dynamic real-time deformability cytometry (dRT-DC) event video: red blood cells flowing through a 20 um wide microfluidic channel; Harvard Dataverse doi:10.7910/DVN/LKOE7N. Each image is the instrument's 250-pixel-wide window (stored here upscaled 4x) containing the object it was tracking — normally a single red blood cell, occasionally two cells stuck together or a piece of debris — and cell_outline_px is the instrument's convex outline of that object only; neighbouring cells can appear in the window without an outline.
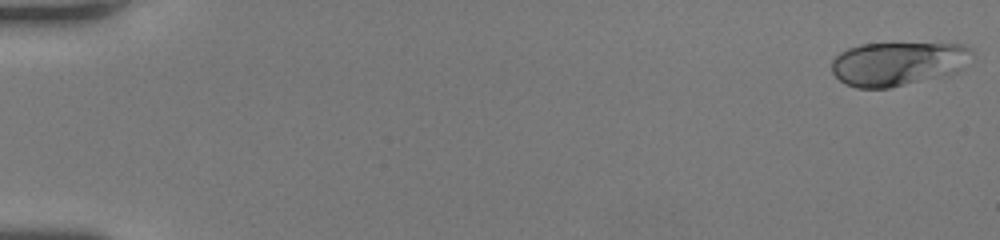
{"species": "human", "species_latin": "Homo sapiens", "temperature_condition": "room temperature", "stored_images_in_passage": 61, "camera_frame_rate_fps": 3000, "um_per_image_px": 0.085, "donor": {"sex": "female"}, "frame": {"image": 1, "passage_image": 1, "time_ms": 0.0, "image_size_px": [1000, 240], "cell_outline_px": [[972, 52], [960, 68], [956, 72], [948, 76], [892, 88], [856, 88], [844, 84], [832, 72], [832, 60], [840, 52], [848, 48], [860, 44], [964, 44], [972, 48]], "centroid_in_image_um": [76.29, 5.43], "position_along_channel_um": 8.7, "area_um2": 35.95}}
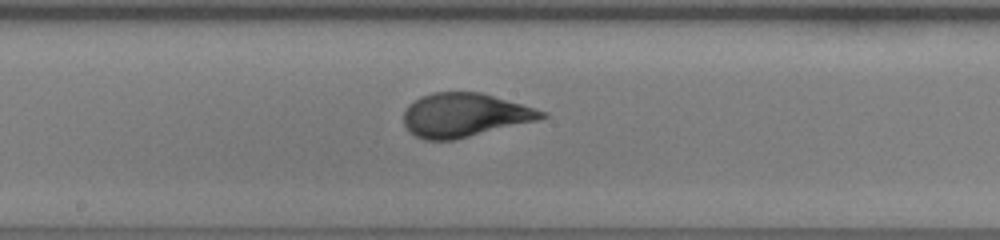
{"frame": {"image": 2, "passage_image": 34, "time_ms": 11.0, "image_size_px": [1000, 240], "cell_outline_px": [[548, 116], [536, 120], [456, 140], [424, 140], [408, 132], [404, 124], [404, 112], [408, 104], [420, 96], [432, 92], [480, 92], [548, 112]], "centroid_in_image_um": [39.44, 9.79], "position_along_channel_um": 208.8, "area_um2": 35.2}}
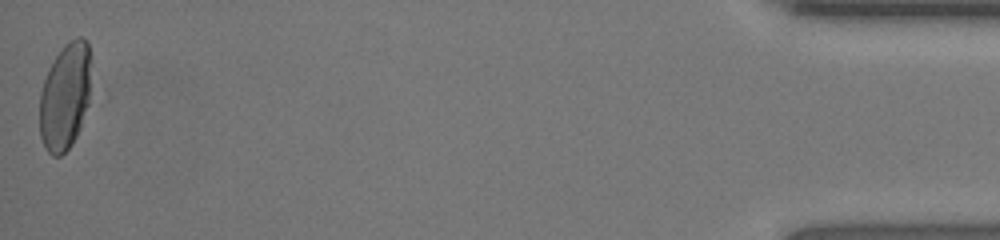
{"frame": {"image": 3, "passage_image": 61, "time_ms": 20.0, "image_size_px": [1000, 240], "cell_outline_px": [[92, 60], [88, 104], [80, 128], [72, 144], [60, 156], [52, 156], [44, 148], [40, 136], [40, 92], [48, 68], [64, 44], [76, 36], [80, 36], [88, 40], [92, 56]], "centroid_in_image_um": [5.56, 8.15], "position_along_channel_um": 429.6, "area_um2": 32.66}}